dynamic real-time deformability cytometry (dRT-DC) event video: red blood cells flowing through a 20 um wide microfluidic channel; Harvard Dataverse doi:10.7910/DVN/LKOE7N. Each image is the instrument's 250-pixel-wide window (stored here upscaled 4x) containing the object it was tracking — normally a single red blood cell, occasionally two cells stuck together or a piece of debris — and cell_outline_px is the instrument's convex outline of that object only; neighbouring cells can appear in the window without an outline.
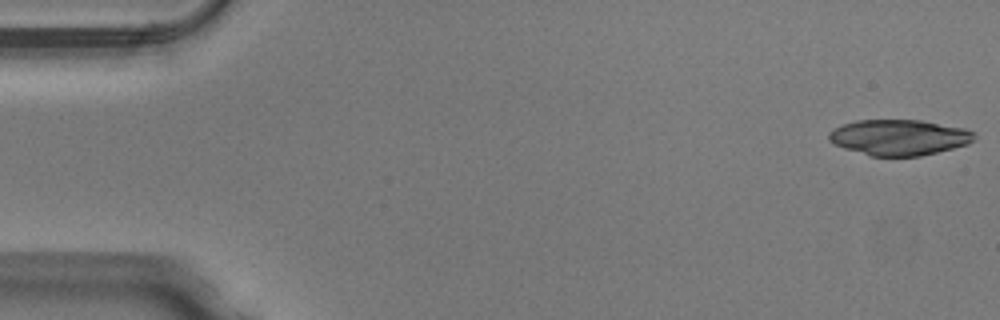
{"species": "Egyptian fruit bat (a non-hibernating species)", "species_latin": "Rousettus aegyptiacus", "temperature_condition": "warm", "stored_images_in_passage": 49, "camera_frame_rate_fps": 3000, "um_per_image_px": 0.085, "animal": {"sex": "male"}, "frame": {"image": 1, "passage_image": 1, "time_ms": 0.0, "image_size_px": [1000, 320], "cell_outline_px": [[976, 136], [968, 144], [920, 156], [872, 156], [844, 148], [828, 140], [828, 132], [832, 128], [856, 120], [920, 120], [964, 128], [972, 132]], "centroid_in_image_um": [76.39, 11.67], "position_along_channel_um": 8.6, "area_um2": 30.06}}